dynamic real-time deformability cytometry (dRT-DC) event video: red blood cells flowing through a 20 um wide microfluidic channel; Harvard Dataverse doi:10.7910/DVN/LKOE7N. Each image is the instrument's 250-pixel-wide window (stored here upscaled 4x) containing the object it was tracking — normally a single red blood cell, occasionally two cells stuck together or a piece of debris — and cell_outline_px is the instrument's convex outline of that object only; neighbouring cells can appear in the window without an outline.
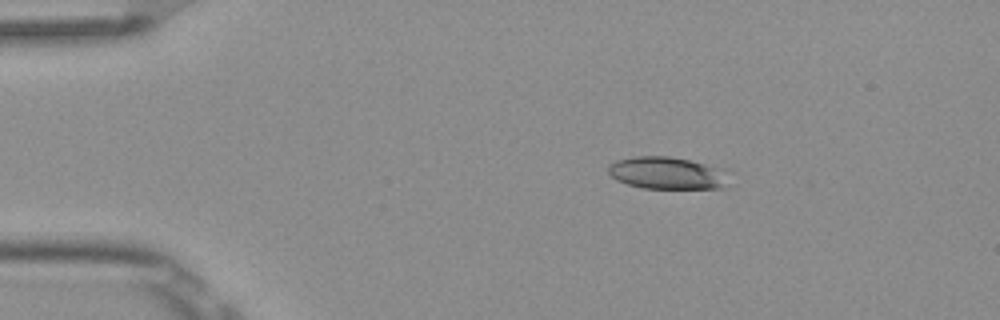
{"species": "Egyptian fruit bat (a non-hibernating species)", "species_latin": "Rousettus aegyptiacus", "temperature_condition": "room temperature", "stored_images_in_passage": 8, "camera_frame_rate_fps": 3000, "um_per_image_px": 0.085, "frame": {"image": 1, "passage_image": 2, "time_ms": 0.333, "image_size_px": [1000, 320], "cell_outline_px": [[732, 172], [728, 184], [724, 188], [644, 188], [628, 184], [616, 180], [608, 172], [608, 164], [616, 160], [636, 156], [668, 156], [728, 168]], "centroid_in_image_um": [56.82, 14.7], "position_along_channel_um": 28.2, "area_um2": 23.24}}
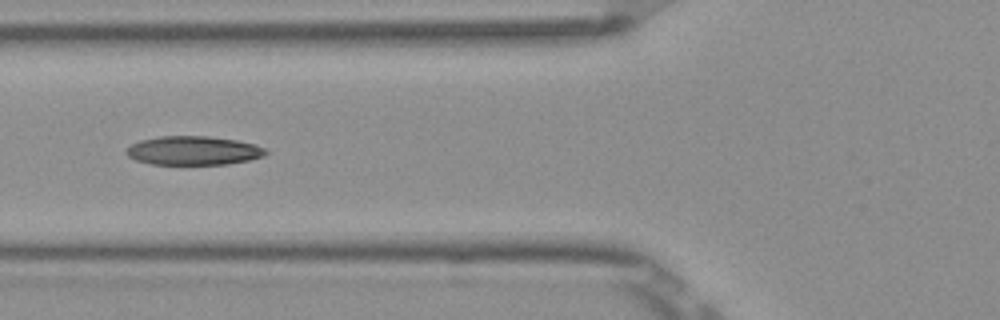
{"frame": {"image": 2, "passage_image": 5, "time_ms": 1.333, "image_size_px": [1000, 320], "cell_outline_px": [[268, 152], [264, 156], [248, 160], [228, 164], [152, 164], [136, 160], [128, 156], [124, 152], [132, 144], [140, 140], [160, 136], [208, 136], [236, 140], [256, 144], [264, 148]], "centroid_in_image_um": [16.44, 12.79], "position_along_channel_um": 109.4, "area_um2": 23.41}}
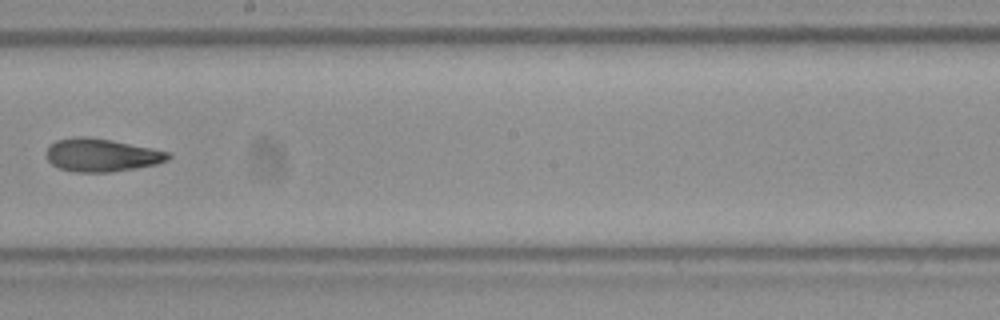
{"frame": {"image": 3, "passage_image": 8, "time_ms": 2.333, "image_size_px": [1000, 320], "cell_outline_px": [[172, 156], [168, 160], [156, 164], [136, 168], [108, 172], [72, 172], [60, 168], [52, 164], [48, 160], [44, 152], [56, 140], [76, 136], [88, 136], [112, 140], [172, 152]], "centroid_in_image_um": [8.64, 13.17], "position_along_channel_um": 239.6, "area_um2": 23.64}}